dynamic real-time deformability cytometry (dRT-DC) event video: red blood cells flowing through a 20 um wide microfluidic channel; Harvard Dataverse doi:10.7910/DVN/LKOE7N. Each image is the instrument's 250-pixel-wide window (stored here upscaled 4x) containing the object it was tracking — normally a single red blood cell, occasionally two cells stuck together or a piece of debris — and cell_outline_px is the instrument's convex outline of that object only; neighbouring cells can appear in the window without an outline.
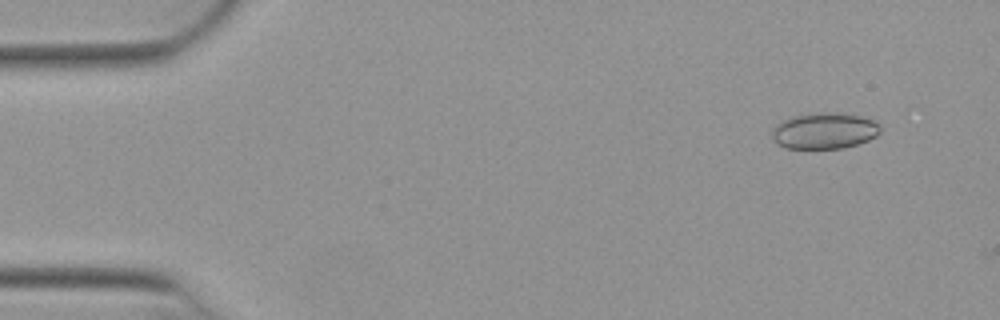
{"species": "Egyptian fruit bat (a non-hibernating species)", "species_latin": "Rousettus aegyptiacus", "temperature_condition": "warm", "stored_images_in_passage": 13, "camera_frame_rate_fps": 3000, "um_per_image_px": 0.085, "animal": {"sex": "female"}, "frame": {"image": 1, "passage_image": 5, "time_ms": 1.333, "image_size_px": [1000, 320], "cell_outline_px": [[880, 132], [876, 136], [868, 140], [844, 148], [784, 148], [776, 144], [772, 140], [772, 128], [776, 124], [784, 120], [796, 116], [824, 112], [836, 112], [860, 116], [872, 120], [880, 128]], "centroid_in_image_um": [70.03, 11.13], "position_along_channel_um": 15.0, "area_um2": 22.66}}